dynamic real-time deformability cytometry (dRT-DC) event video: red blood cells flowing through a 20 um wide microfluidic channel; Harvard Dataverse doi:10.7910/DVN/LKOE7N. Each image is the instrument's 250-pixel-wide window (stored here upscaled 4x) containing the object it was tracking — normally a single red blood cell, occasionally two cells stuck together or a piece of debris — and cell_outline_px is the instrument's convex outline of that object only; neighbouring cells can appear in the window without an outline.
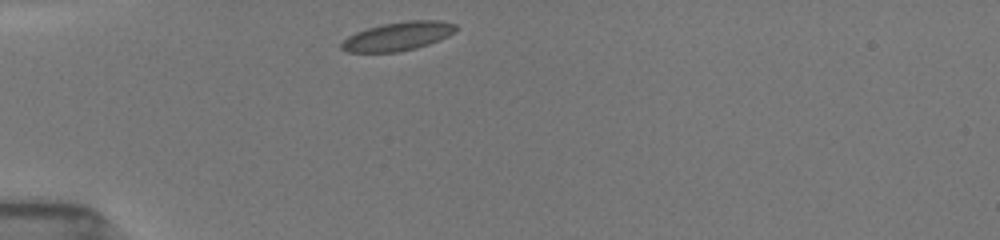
{"species": "common noctule bat (a hibernating species)", "species_latin": "Nyctalus noctula", "temperature_condition": "room temperature", "stored_images_in_passage": 38, "camera_frame_rate_fps": 3000, "um_per_image_px": 0.085, "animal": {"sex": "female", "body_mass_g": 19.5, "forearm_length_mm": 54.1}, "frame": {"image": 1, "passage_image": 1, "time_ms": 0.0, "image_size_px": [1000, 240], "cell_outline_px": [[456, 32], [448, 36], [428, 44], [416, 48], [396, 52], [348, 52], [340, 48], [340, 44], [348, 36], [356, 32], [368, 28], [384, 24], [408, 20], [440, 20], [456, 24]], "centroid_in_image_um": [33.83, 3.08], "position_along_channel_um": 51.2, "area_um2": 19.02}}
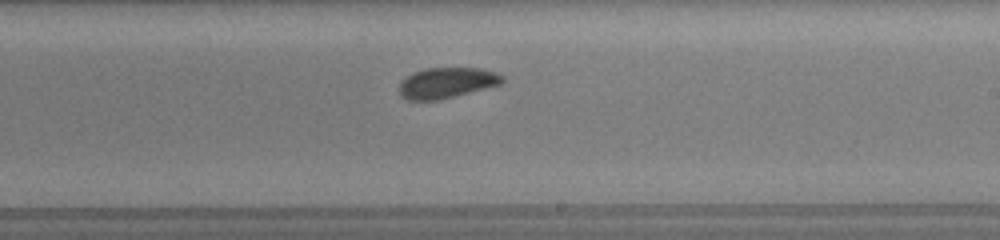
{"frame": {"image": 2, "passage_image": 18, "time_ms": 5.667, "image_size_px": [1000, 240], "cell_outline_px": [[504, 80], [500, 84], [436, 100], [408, 100], [400, 96], [400, 84], [412, 72], [424, 68], [480, 68], [496, 72], [504, 76]], "centroid_in_image_um": [37.96, 7.02], "position_along_channel_um": 251.0, "area_um2": 18.09}}
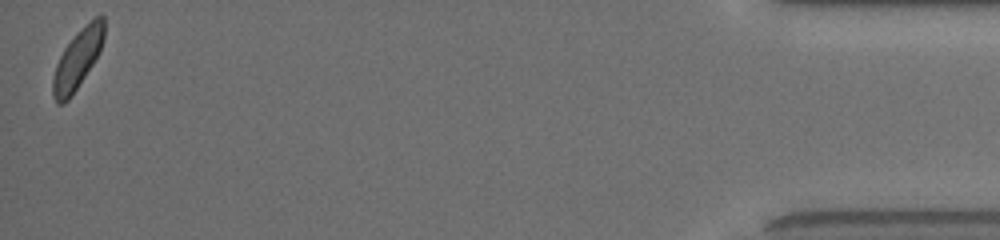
{"frame": {"image": 3, "passage_image": 38, "time_ms": 12.333, "image_size_px": [1000, 240], "cell_outline_px": [[104, 40], [100, 52], [68, 100], [64, 104], [56, 104], [52, 96], [52, 80], [56, 64], [64, 48], [76, 32], [100, 12], [104, 16]], "centroid_in_image_um": [6.59, 5.0], "position_along_channel_um": 428.6, "area_um2": 17.74}, "authors_computed_cell_mechanics": {"area_um2": 18.6694, "velocity_mm_per_s": 3.8794, "shape_relaxation_time_tau1_ms": 2.1767, "shape_relaxation_time_tau2_ms": 1.2991, "deformation_change_tau1": 0.0928, "deformation_change_tau2": 0.0511}}